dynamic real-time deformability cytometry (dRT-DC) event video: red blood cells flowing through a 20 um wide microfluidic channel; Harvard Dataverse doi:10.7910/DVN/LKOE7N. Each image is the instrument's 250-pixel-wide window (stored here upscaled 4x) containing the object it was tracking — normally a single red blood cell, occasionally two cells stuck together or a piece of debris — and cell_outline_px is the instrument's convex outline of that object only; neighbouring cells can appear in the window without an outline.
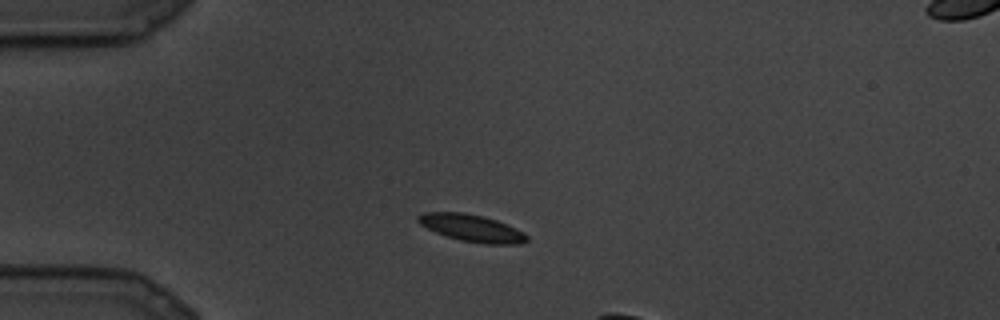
{"species": "common noctule bat (a hibernating species)", "species_latin": "Nyctalus noctula", "temperature_condition": "cold", "stored_images_in_passage": 8, "camera_frame_rate_fps": 3000, "um_per_image_px": 0.085, "animal": {"sex": "male", "body_mass_g": 19.5, "forearm_length_mm": 54.6}, "frame": {"image": 1, "passage_image": 5, "time_ms": 1.333, "image_size_px": [1000, 320], "cell_outline_px": [[528, 240], [524, 244], [484, 244], [460, 240], [436, 232], [420, 224], [416, 220], [416, 216], [424, 212], [464, 212], [484, 216], [496, 220], [516, 228], [524, 232], [528, 236]], "centroid_in_image_um": [40.12, 19.38], "position_along_channel_um": 44.9, "area_um2": 17.28}}